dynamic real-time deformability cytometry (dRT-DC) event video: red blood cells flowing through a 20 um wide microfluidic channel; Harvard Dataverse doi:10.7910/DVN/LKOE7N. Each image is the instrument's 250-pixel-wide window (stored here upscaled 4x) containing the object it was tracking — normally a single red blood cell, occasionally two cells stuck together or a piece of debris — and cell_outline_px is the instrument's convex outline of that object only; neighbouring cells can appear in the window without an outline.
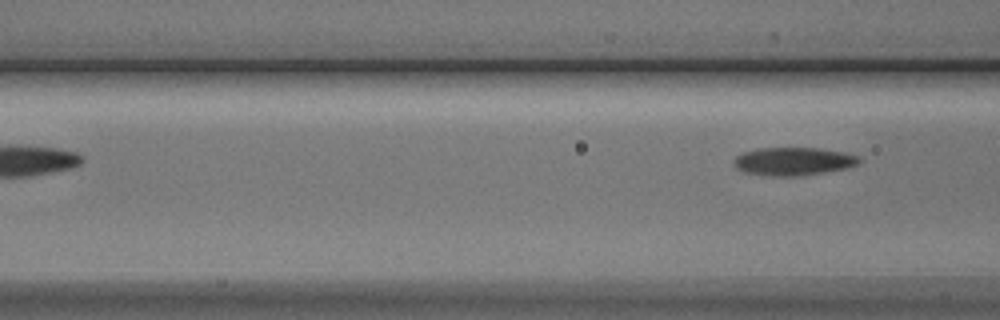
{"species": "Egyptian fruit bat (a non-hibernating species)", "species_latin": "Rousettus aegyptiacus", "temperature_condition": "cold", "stored_images_in_passage": 7, "camera_frame_rate_fps": 3000, "um_per_image_px": 0.085, "animal": {"sex": "male"}, "frame": {"image": 1, "passage_image": 7, "time_ms": 8.0, "image_size_px": [1000, 320], "cell_outline_px": [[864, 160], [860, 164], [844, 168], [824, 172], [796, 176], [772, 176], [748, 172], [736, 168], [732, 160], [736, 156], [744, 152], [760, 148], [820, 148], [844, 152], [860, 156]], "centroid_in_image_um": [67.49, 13.7], "position_along_channel_um": 99.1, "area_um2": 20.46}}